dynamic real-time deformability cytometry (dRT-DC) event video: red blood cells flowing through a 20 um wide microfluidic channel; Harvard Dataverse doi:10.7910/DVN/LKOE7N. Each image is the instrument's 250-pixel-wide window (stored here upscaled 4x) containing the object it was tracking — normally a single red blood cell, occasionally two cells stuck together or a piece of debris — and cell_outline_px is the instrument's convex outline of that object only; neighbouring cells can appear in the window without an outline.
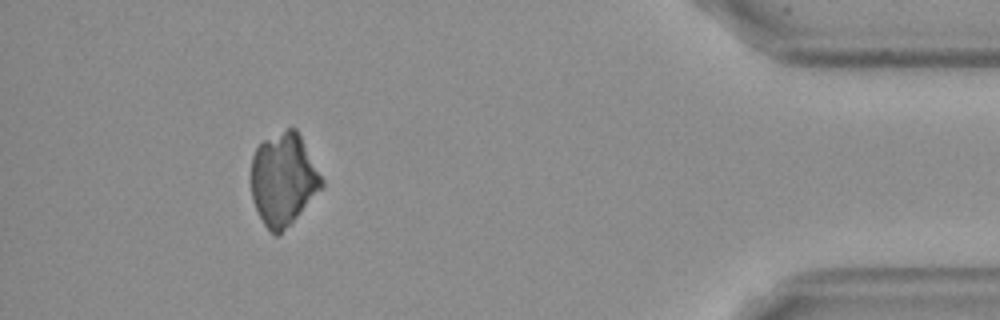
{"species": "Egyptian fruit bat (a non-hibernating species)", "species_latin": "Rousettus aegyptiacus", "temperature_condition": "cold", "stored_images_in_passage": 43, "camera_frame_rate_fps": 3000, "um_per_image_px": 0.085, "frame": {"image": 1, "passage_image": 39, "time_ms": 12.667, "image_size_px": [1000, 320], "cell_outline_px": [[324, 184], [292, 224], [276, 236], [264, 224], [252, 200], [252, 156], [256, 148], [264, 140], [288, 128], [296, 128], [324, 180]], "centroid_in_image_um": [24.09, 15.25], "position_along_channel_um": 411.1, "area_um2": 37.57}}